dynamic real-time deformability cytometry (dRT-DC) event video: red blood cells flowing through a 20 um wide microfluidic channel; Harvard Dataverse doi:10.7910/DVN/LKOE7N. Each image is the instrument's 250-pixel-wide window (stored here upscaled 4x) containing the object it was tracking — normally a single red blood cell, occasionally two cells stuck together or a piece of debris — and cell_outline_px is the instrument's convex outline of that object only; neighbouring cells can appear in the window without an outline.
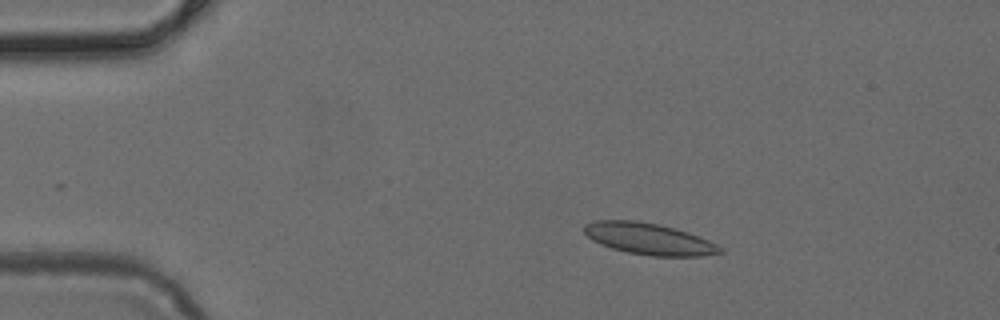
{"species": "common noctule bat (a hibernating species)", "species_latin": "Nyctalus noctula", "temperature_condition": "cold", "stored_images_in_passage": 6, "camera_frame_rate_fps": 3000, "um_per_image_px": 0.085, "animal": {"sex": "female", "body_mass_g": 24.6, "forearm_length_mm": 56.2}, "frame": {"image": 1, "passage_image": 3, "time_ms": 0.667, "image_size_px": [1000, 320], "cell_outline_px": [[724, 252], [704, 256], [652, 256], [628, 252], [612, 248], [600, 244], [592, 240], [584, 232], [584, 224], [596, 220], [636, 220], [660, 224], [676, 228], [688, 232], [708, 240], [724, 248]], "centroid_in_image_um": [55.18, 20.3], "position_along_channel_um": 29.8, "area_um2": 25.09}}
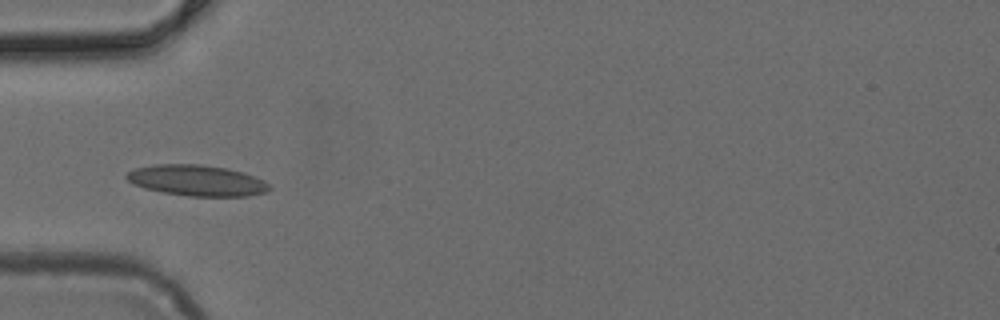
{"frame": {"image": 2, "passage_image": 5, "time_ms": 1.333, "image_size_px": [1000, 320], "cell_outline_px": [[272, 188], [268, 192], [248, 196], [188, 196], [164, 192], [144, 188], [132, 184], [124, 176], [132, 168], [152, 164], [200, 164], [228, 168], [244, 172], [264, 180]], "centroid_in_image_um": [16.73, 15.33], "position_along_channel_um": 68.3, "area_um2": 26.01}}
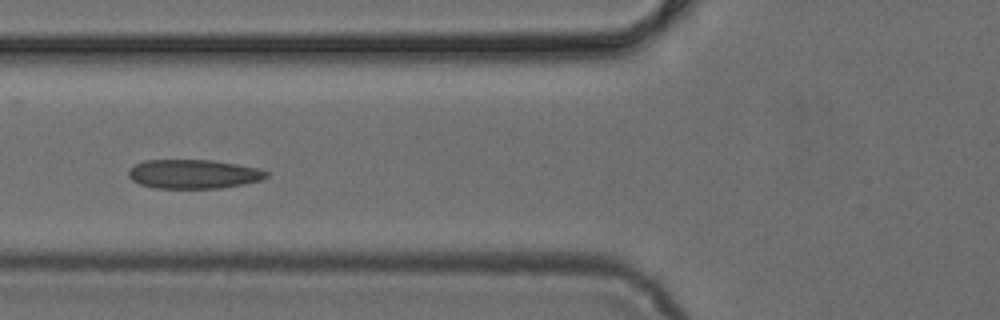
{"frame": {"image": 3, "passage_image": 6, "time_ms": 1.667, "image_size_px": [1000, 320], "cell_outline_px": [[268, 176], [260, 180], [244, 184], [220, 188], [156, 188], [140, 184], [132, 180], [128, 176], [128, 172], [136, 164], [144, 160], [212, 160], [260, 168], [268, 172]], "centroid_in_image_um": [16.46, 14.79], "position_along_channel_um": 109.3, "area_um2": 23.29}}